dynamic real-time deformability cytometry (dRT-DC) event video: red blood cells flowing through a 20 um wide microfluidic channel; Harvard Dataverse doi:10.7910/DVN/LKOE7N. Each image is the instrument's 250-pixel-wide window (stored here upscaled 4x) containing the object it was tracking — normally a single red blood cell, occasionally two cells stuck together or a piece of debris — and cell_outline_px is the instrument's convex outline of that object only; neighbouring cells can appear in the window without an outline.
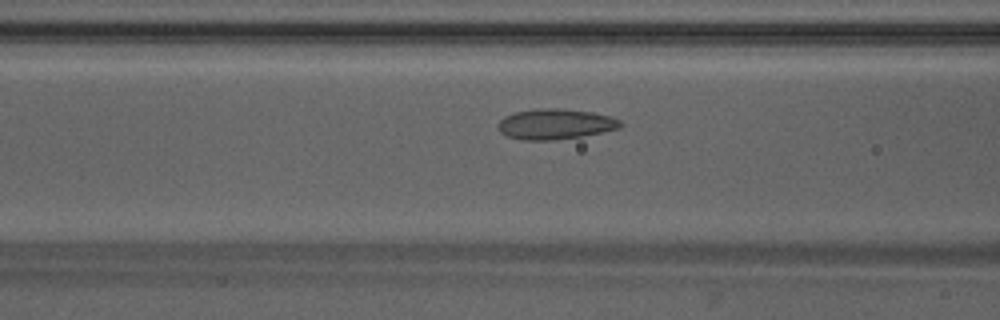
{"species": "Egyptian fruit bat (a non-hibernating species)", "species_latin": "Rousettus aegyptiacus", "temperature_condition": "warm", "stored_images_in_passage": 42, "camera_frame_rate_fps": 3000, "um_per_image_px": 0.085, "animal": {"sex": "male"}, "frame": {"image": 1, "passage_image": 16, "time_ms": 5.0, "image_size_px": [1000, 320], "cell_outline_px": [[624, 124], [620, 128], [580, 136], [556, 140], [524, 140], [508, 136], [500, 132], [496, 124], [504, 116], [516, 112], [536, 108], [556, 108], [592, 112], [608, 116], [620, 120]], "centroid_in_image_um": [47.17, 10.54], "position_along_channel_um": 119.4, "area_um2": 21.62}}
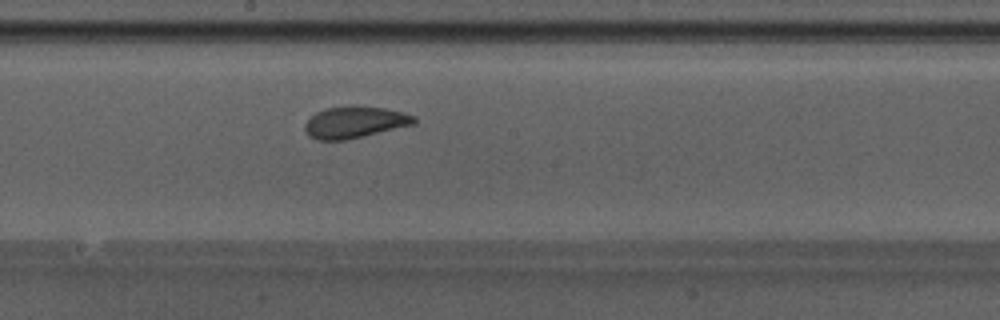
{"frame": {"image": 2, "passage_image": 23, "time_ms": 7.333, "image_size_px": [1000, 320], "cell_outline_px": [[416, 124], [348, 140], [316, 140], [308, 136], [304, 128], [304, 124], [316, 112], [328, 108], [348, 104], [356, 104], [384, 108], [404, 112], [416, 116]], "centroid_in_image_um": [30.17, 10.38], "position_along_channel_um": 218.0, "area_um2": 20.69}}
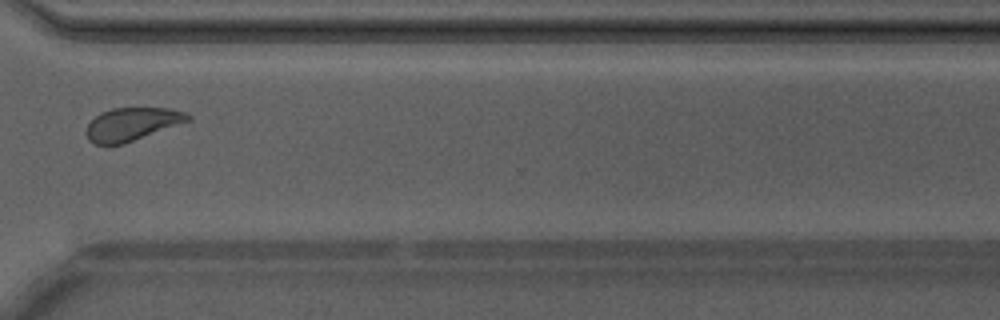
{"frame": {"image": 3, "passage_image": 33, "time_ms": 10.667, "image_size_px": [1000, 320], "cell_outline_px": [[192, 120], [124, 144], [96, 144], [88, 140], [88, 124], [100, 112], [112, 108], [168, 108], [184, 112], [192, 116]], "centroid_in_image_um": [11.26, 10.54], "position_along_channel_um": 359.3, "area_um2": 19.42}}